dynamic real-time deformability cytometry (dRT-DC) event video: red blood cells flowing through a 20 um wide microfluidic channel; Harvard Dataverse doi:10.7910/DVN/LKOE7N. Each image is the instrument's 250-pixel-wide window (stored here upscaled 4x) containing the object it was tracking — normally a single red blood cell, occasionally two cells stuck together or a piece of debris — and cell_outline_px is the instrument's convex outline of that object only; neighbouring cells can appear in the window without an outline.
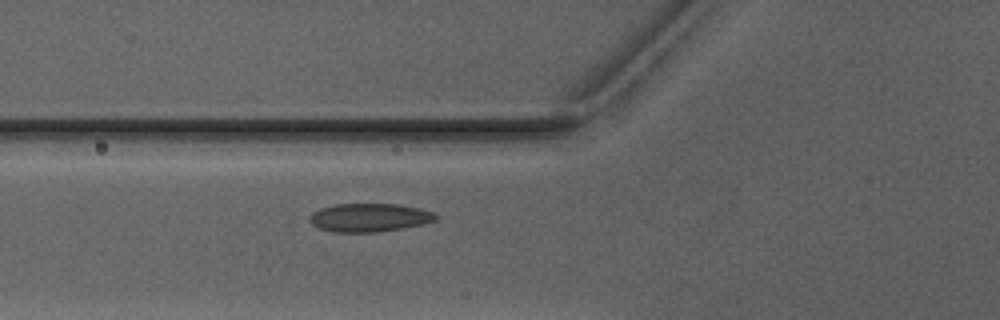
{"species": "Egyptian fruit bat (a non-hibernating species)", "species_latin": "Rousettus aegyptiacus", "temperature_condition": "warm", "stored_images_in_passage": 6, "camera_frame_rate_fps": 3000, "um_per_image_px": 0.085, "animal": {"sex": "male"}, "frame": {"image": 1, "passage_image": 6, "time_ms": 6.667, "image_size_px": [1000, 320], "cell_outline_px": [[440, 216], [436, 220], [424, 224], [376, 232], [336, 232], [320, 228], [312, 224], [308, 220], [308, 216], [312, 212], [320, 208], [336, 204], [400, 204], [420, 208], [432, 212]], "centroid_in_image_um": [31.4, 18.48], "position_along_channel_um": 94.4, "area_um2": 20.92}}